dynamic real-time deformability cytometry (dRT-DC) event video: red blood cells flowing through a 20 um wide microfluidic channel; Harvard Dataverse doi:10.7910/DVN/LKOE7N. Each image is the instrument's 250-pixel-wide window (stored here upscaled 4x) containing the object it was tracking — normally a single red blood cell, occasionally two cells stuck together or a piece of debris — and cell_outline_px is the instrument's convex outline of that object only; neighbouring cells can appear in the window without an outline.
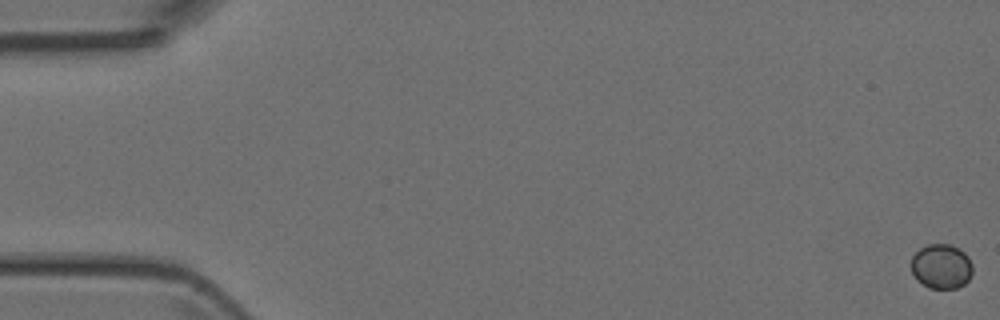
{"species": "Egyptian fruit bat (a non-hibernating species)", "species_latin": "Rousettus aegyptiacus", "temperature_condition": "room temperature", "stored_images_in_passage": 6, "camera_frame_rate_fps": 3000, "um_per_image_px": 0.085, "animal": {"sex": "female"}, "frame": {"image": 1, "passage_image": 1, "time_ms": 0.0, "image_size_px": [1000, 320], "cell_outline_px": [[972, 272], [968, 280], [964, 284], [956, 288], [928, 288], [916, 280], [912, 272], [912, 256], [920, 248], [928, 244], [952, 244], [960, 248], [968, 256], [972, 264]], "centroid_in_image_um": [80.02, 22.63], "position_along_channel_um": 5.0, "area_um2": 16.13}}
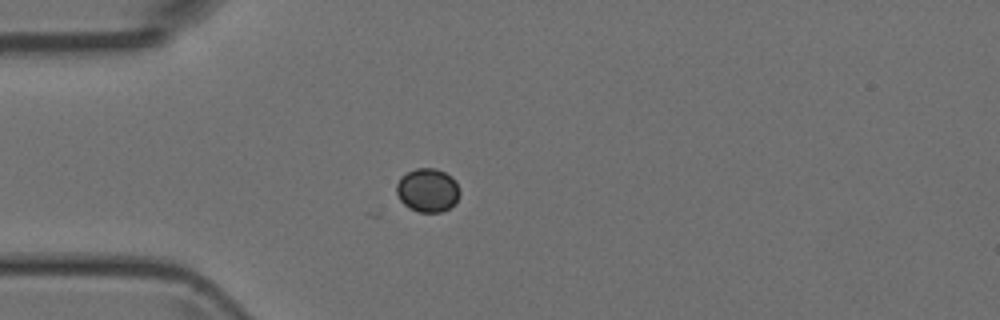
{"frame": {"image": 2, "passage_image": 5, "time_ms": 4.667, "image_size_px": [1000, 320], "cell_outline_px": [[460, 196], [456, 204], [440, 212], [420, 212], [408, 208], [400, 200], [396, 192], [396, 184], [400, 176], [416, 168], [436, 168], [452, 176], [456, 180], [460, 192]], "centroid_in_image_um": [36.36, 16.16], "position_along_channel_um": 48.6, "area_um2": 16.36}}